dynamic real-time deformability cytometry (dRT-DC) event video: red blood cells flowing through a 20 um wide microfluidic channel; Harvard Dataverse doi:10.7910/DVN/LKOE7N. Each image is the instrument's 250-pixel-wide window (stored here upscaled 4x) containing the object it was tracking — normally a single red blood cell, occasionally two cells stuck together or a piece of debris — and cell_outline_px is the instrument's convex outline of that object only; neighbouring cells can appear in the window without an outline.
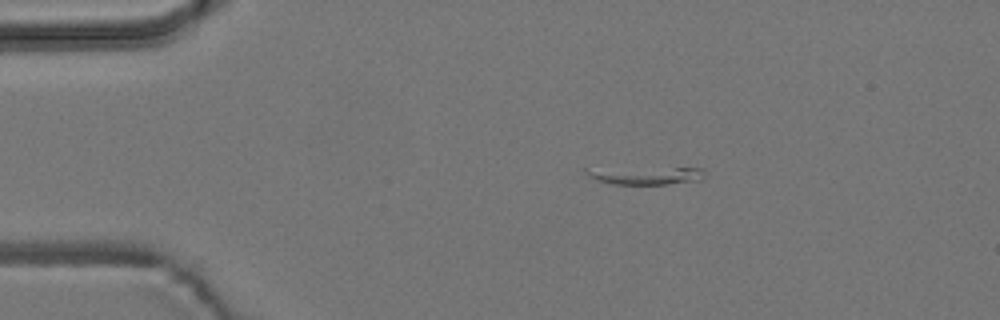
{"species": "common noctule bat (a hibernating species)", "species_latin": "Nyctalus noctula", "temperature_condition": "room temperature", "stored_images_in_passage": 1, "camera_frame_rate_fps": 3000, "um_per_image_px": 0.085, "animal": {"sex": "male", "body_mass_g": 19.2, "forearm_length_mm": 51.8}, "frame": {"image": 1, "passage_image": 1, "time_ms": 0.0, "image_size_px": [1000, 320], "cell_outline_px": [[704, 180], [664, 184], [612, 184], [588, 176], [584, 172], [584, 168], [704, 168]], "centroid_in_image_um": [54.9, 14.9], "position_along_channel_um": 30.1, "area_um2": 12.31}}